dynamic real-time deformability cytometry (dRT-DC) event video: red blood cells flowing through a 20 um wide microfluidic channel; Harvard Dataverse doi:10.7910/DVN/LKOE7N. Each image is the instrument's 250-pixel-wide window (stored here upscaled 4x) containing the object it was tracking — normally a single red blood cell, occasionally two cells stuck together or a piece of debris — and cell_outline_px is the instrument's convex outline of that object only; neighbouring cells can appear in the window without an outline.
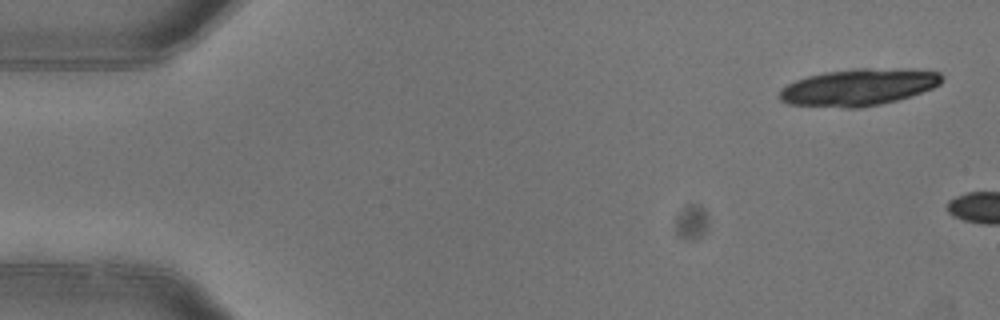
{"species": "common noctule bat (a hibernating species)", "species_latin": "Nyctalus noctula", "temperature_condition": "warm", "stored_images_in_passage": 2, "camera_frame_rate_fps": 3000, "um_per_image_px": 0.085, "animal": {"sex": "female"}, "frame": {"image": 1, "passage_image": 1, "time_ms": 0.0, "image_size_px": [1000, 320], "cell_outline_px": [[944, 80], [940, 84], [932, 88], [912, 96], [880, 104], [860, 108], [844, 108], [788, 104], [780, 100], [776, 96], [780, 88], [796, 80], [808, 76], [824, 72], [856, 68], [912, 68], [940, 72], [944, 76]], "centroid_in_image_um": [73.0, 7.4], "position_along_channel_um": 12.0, "area_um2": 35.49}}